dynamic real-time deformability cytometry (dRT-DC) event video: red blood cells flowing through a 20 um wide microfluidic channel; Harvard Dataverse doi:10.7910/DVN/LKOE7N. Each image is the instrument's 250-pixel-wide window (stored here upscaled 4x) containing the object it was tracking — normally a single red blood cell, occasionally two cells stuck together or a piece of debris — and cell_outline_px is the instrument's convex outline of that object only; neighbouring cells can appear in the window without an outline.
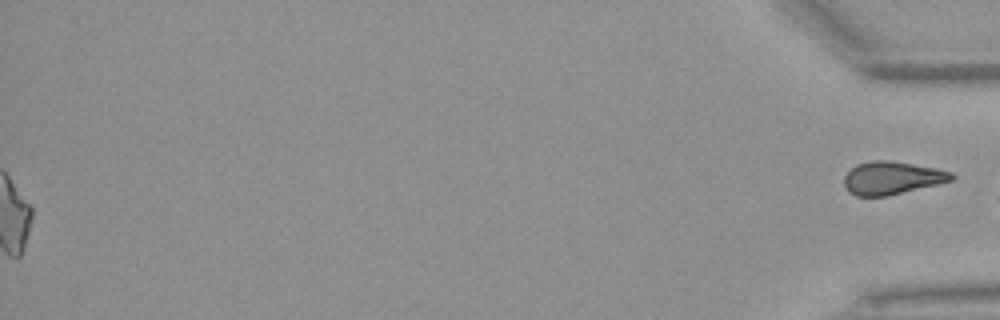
{"species": "Egyptian fruit bat (a non-hibernating species)", "species_latin": "Rousettus aegyptiacus", "temperature_condition": "warm", "stored_images_in_passage": 53, "segment_of_instrument_passage": [2, 2], "camera_frame_rate_fps": 3000, "um_per_image_px": 0.085, "animal": {"sex": "female"}, "frame": {"image": 1, "passage_image": 53, "time_ms": 17.333, "image_size_px": [1000, 320], "cell_outline_px": [[956, 176], [952, 180], [888, 196], [856, 196], [848, 192], [844, 184], [844, 176], [856, 164], [872, 160], [888, 160], [936, 168], [952, 172]], "centroid_in_image_um": [75.79, 15.12], "position_along_channel_um": 359.4, "area_um2": 20.52}}